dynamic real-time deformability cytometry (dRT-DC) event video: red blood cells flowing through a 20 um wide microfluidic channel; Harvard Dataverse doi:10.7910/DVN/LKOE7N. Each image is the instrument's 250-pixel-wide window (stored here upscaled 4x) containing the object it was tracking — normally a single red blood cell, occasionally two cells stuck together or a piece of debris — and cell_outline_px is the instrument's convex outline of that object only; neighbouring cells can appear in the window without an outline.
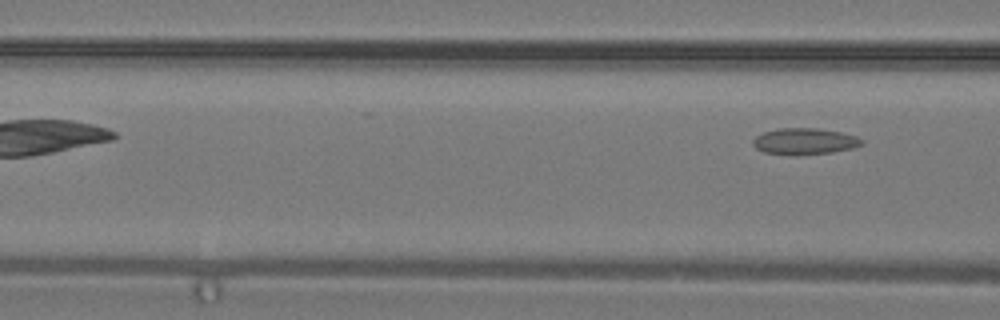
{"species": "common noctule bat (a hibernating species)", "species_latin": "Nyctalus noctula", "temperature_condition": "warm", "stored_images_in_passage": 4, "camera_frame_rate_fps": 3000, "um_per_image_px": 0.085, "animal": {"sex": "male", "body_mass_g": 19.2, "forearm_length_mm": 51.8}, "frame": {"image": 1, "passage_image": 4, "time_ms": 1.0, "image_size_px": [1000, 320], "cell_outline_px": [[864, 144], [852, 148], [832, 152], [796, 156], [764, 152], [756, 148], [752, 144], [752, 140], [756, 136], [764, 132], [776, 128], [820, 128], [840, 132], [856, 136], [864, 140]], "centroid_in_image_um": [68.38, 12.01], "position_along_channel_um": 98.2, "area_um2": 16.94}}